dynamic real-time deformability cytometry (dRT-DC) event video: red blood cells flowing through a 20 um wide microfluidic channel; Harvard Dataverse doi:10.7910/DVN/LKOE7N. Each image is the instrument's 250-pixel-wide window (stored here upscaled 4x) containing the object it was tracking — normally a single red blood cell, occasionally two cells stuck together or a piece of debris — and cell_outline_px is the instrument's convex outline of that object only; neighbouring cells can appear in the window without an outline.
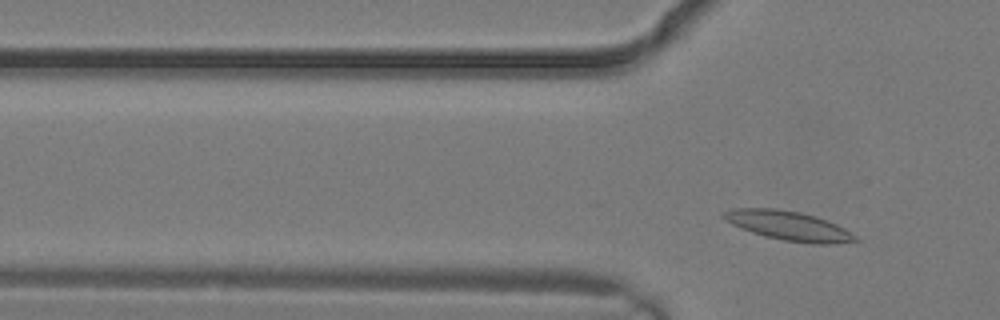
{"species": "common noctule bat (a hibernating species)", "species_latin": "Nyctalus noctula", "temperature_condition": "warm", "stored_images_in_passage": 2, "camera_frame_rate_fps": 3000, "um_per_image_px": 0.085, "animal": {"sex": "male", "body_mass_g": 19.2, "forearm_length_mm": 51.8}, "frame": {"image": 1, "passage_image": 2, "time_ms": 0.333, "image_size_px": [1000, 320], "cell_outline_px": [[860, 240], [828, 244], [812, 244], [784, 240], [764, 236], [740, 228], [724, 220], [720, 216], [720, 212], [732, 208], [776, 208], [800, 212], [816, 216], [836, 224], [844, 228], [856, 236]], "centroid_in_image_um": [66.97, 19.17], "position_along_channel_um": 58.8, "area_um2": 22.6}}